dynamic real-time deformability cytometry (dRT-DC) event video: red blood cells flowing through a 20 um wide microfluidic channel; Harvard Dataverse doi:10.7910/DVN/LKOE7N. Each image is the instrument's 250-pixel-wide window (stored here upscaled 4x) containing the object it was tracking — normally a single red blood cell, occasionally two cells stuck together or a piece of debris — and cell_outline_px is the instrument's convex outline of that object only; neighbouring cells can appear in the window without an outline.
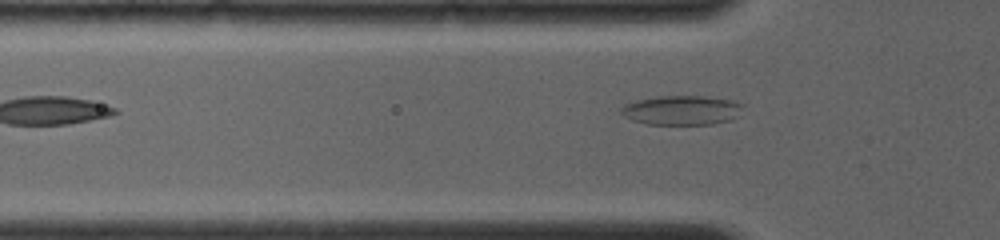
{"species": "common noctule bat (a hibernating species)", "species_latin": "Nyctalus noctula", "temperature_condition": "room temperature", "stored_images_in_passage": 3, "camera_frame_rate_fps": 4000, "um_per_image_px": 0.085, "animal": {"sex": "female", "body_mass_g": 19.0, "forearm_length_mm": 56.7}, "frame": {"image": 1, "passage_image": 3, "time_ms": 1.5, "image_size_px": [1000, 240], "cell_outline_px": [[744, 104], [740, 116], [732, 120], [712, 124], [648, 124], [632, 120], [624, 116], [620, 112], [620, 108], [624, 104], [636, 100], [656, 96], [704, 96], [732, 100]], "centroid_in_image_um": [57.97, 9.36], "position_along_channel_um": 67.8, "area_um2": 21.15}}